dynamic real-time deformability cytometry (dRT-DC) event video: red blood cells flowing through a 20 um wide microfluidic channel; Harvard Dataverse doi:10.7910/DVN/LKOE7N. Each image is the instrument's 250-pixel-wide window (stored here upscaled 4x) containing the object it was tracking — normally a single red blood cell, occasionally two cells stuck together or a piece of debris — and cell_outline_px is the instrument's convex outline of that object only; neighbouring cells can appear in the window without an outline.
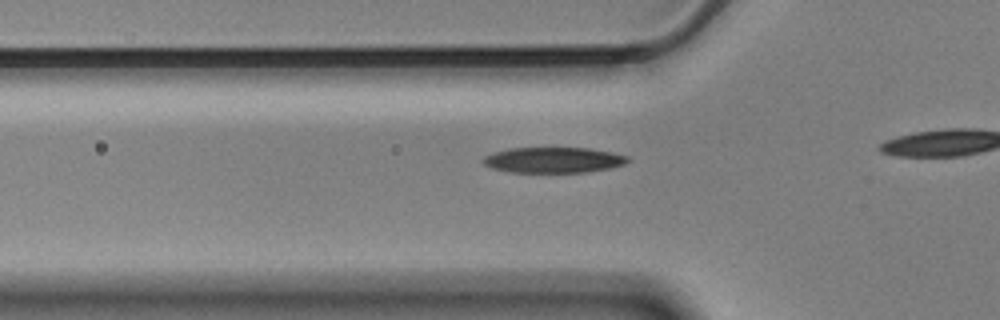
{"species": "Egyptian fruit bat (a non-hibernating species)", "species_latin": "Rousettus aegyptiacus", "temperature_condition": "cold", "stored_images_in_passage": 10, "camera_frame_rate_fps": 3000, "um_per_image_px": 0.085, "animal": {"sex": "male"}, "frame": {"image": 1, "passage_image": 4, "time_ms": 1.0, "image_size_px": [1000, 320], "cell_outline_px": [[628, 160], [624, 164], [612, 168], [588, 172], [512, 172], [492, 168], [484, 164], [480, 160], [484, 156], [492, 152], [508, 148], [588, 148], [612, 152], [628, 156]], "centroid_in_image_um": [47.02, 13.6], "position_along_channel_um": 78.8, "area_um2": 21.68}}
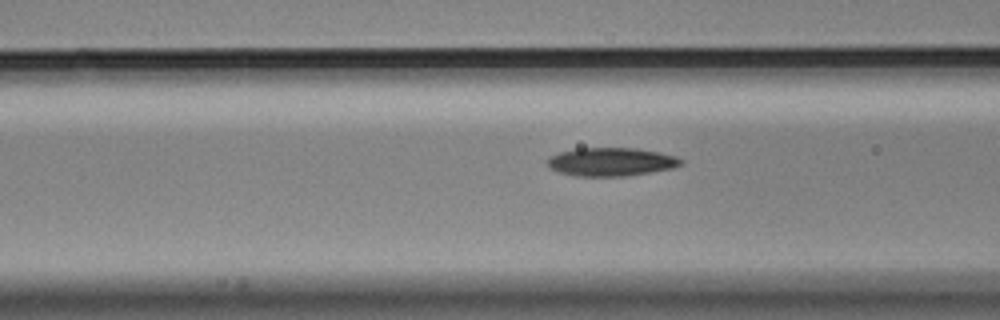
{"frame": {"image": 2, "passage_image": 7, "time_ms": 2.0, "image_size_px": [1000, 320], "cell_outline_px": [[684, 164], [672, 168], [652, 172], [628, 176], [576, 176], [556, 172], [548, 168], [548, 160], [552, 156], [560, 152], [576, 148], [636, 148], [660, 152], [676, 156], [684, 160]], "centroid_in_image_um": [51.97, 13.76], "position_along_channel_um": 114.6, "area_um2": 22.31}}